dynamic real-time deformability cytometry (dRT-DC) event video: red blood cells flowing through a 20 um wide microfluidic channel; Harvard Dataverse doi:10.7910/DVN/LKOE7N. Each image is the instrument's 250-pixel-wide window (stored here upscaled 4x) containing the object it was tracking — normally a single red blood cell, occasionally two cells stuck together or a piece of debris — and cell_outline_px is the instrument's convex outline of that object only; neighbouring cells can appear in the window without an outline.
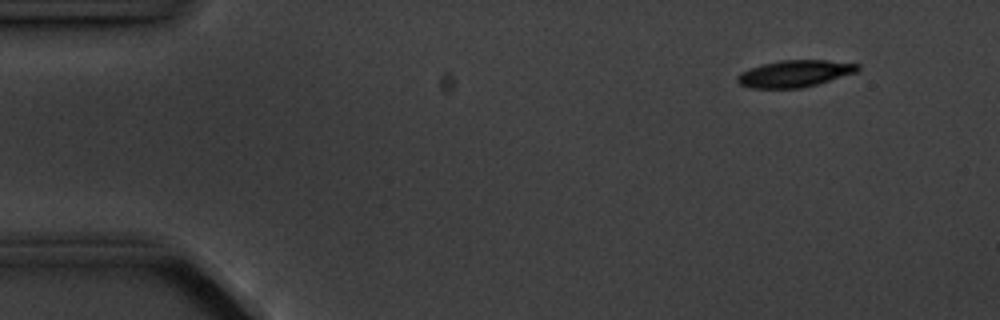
{"species": "common noctule bat (a hibernating species)", "species_latin": "Nyctalus noctula", "temperature_condition": "cold", "stored_images_in_passage": 5, "camera_frame_rate_fps": 3000, "um_per_image_px": 0.085, "animal": {"sex": "male", "body_mass_g": 20.1, "forearm_length_mm": 53.5}, "frame": {"image": 1, "passage_image": 2, "time_ms": 1.333, "image_size_px": [1000, 320], "cell_outline_px": [[860, 68], [856, 72], [816, 84], [800, 88], [748, 88], [740, 84], [736, 80], [736, 76], [740, 72], [748, 68], [780, 60], [824, 60], [860, 64]], "centroid_in_image_um": [67.5, 6.25], "position_along_channel_um": 17.5, "area_um2": 18.73}}
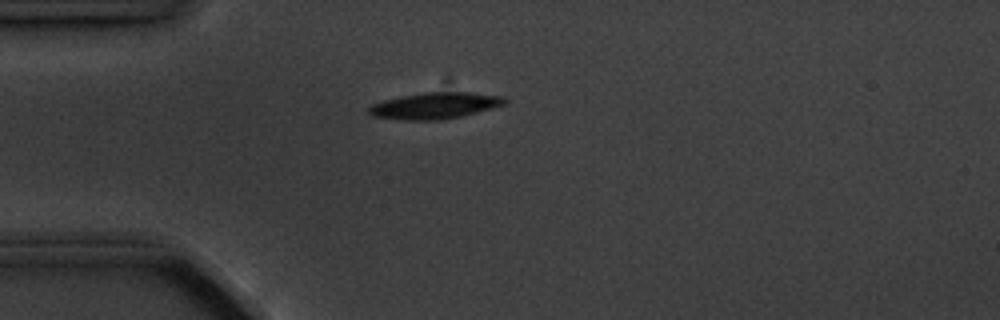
{"frame": {"image": 2, "passage_image": 4, "time_ms": 4.333, "image_size_px": [1000, 320], "cell_outline_px": [[508, 100], [504, 104], [476, 112], [460, 116], [440, 120], [404, 120], [372, 116], [368, 112], [368, 108], [372, 104], [384, 100], [400, 96], [424, 92], [468, 92], [504, 96]], "centroid_in_image_um": [36.94, 8.97], "position_along_channel_um": 48.1, "area_um2": 20.75}}